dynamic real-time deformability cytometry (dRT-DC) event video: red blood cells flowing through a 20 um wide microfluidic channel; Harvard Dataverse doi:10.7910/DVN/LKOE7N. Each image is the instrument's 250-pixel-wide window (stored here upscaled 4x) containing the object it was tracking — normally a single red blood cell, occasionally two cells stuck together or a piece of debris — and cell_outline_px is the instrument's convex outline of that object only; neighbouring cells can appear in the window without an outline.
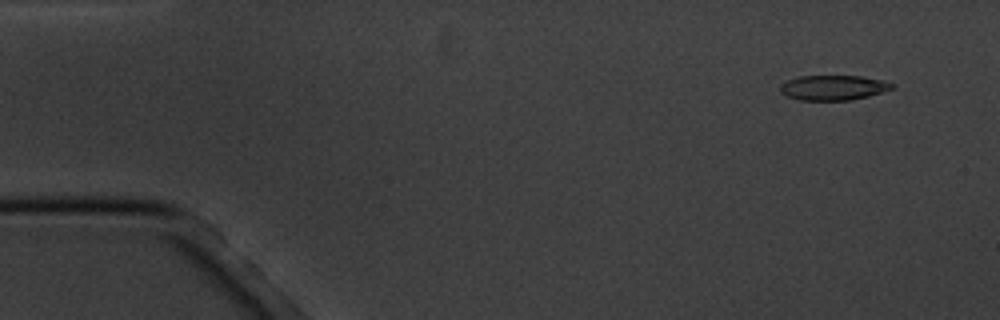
{"species": "common noctule bat (a hibernating species)", "species_latin": "Nyctalus noctula", "temperature_condition": "cold", "stored_images_in_passage": 6, "camera_frame_rate_fps": 3000, "um_per_image_px": 0.085, "animal": {"sex": "male", "body_mass_g": 20.1, "forearm_length_mm": 53.5}, "frame": {"image": 1, "passage_image": 2, "time_ms": 1.0, "image_size_px": [1000, 320], "cell_outline_px": [[896, 88], [868, 96], [852, 100], [800, 100], [788, 96], [780, 92], [780, 84], [788, 80], [800, 76], [860, 76], [884, 80], [896, 84]], "centroid_in_image_um": [70.88, 7.45], "position_along_channel_um": 14.1, "area_um2": 16.36}}
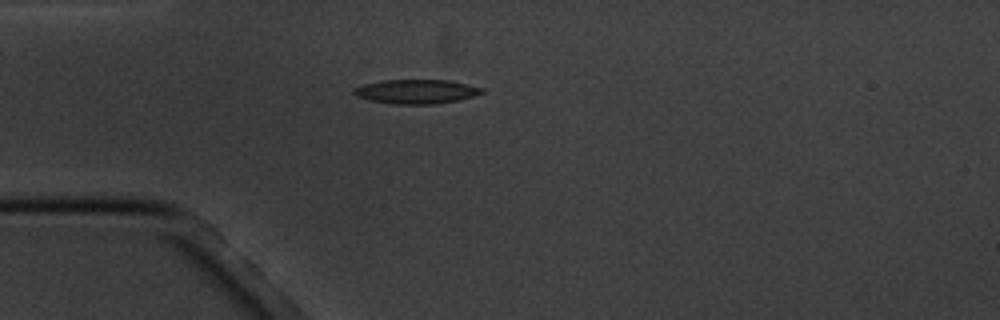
{"frame": {"image": 2, "passage_image": 5, "time_ms": 4.667, "image_size_px": [1000, 320], "cell_outline_px": [[484, 92], [472, 96], [456, 100], [432, 104], [392, 104], [368, 100], [356, 96], [352, 92], [352, 88], [364, 84], [380, 80], [448, 80], [484, 88]], "centroid_in_image_um": [35.31, 7.78], "position_along_channel_um": 49.7, "area_um2": 18.03}}